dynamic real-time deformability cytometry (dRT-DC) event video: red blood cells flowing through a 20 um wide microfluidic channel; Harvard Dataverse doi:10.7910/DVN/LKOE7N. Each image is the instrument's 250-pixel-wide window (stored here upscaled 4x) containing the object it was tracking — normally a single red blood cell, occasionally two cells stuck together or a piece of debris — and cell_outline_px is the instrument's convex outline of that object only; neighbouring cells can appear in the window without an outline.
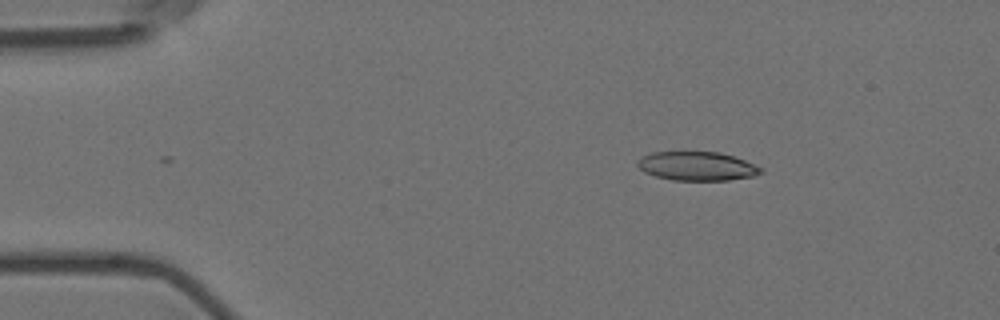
{"species": "Egyptian fruit bat (a non-hibernating species)", "species_latin": "Rousettus aegyptiacus", "temperature_condition": "room temperature", "stored_images_in_passage": 40, "camera_frame_rate_fps": 3000, "um_per_image_px": 0.085, "animal": {"sex": "female"}, "frame": {"image": 1, "passage_image": 1, "time_ms": 0.0, "image_size_px": [1000, 320], "cell_outline_px": [[764, 172], [752, 176], [728, 180], [672, 180], [656, 176], [644, 172], [636, 164], [636, 160], [640, 156], [652, 152], [684, 148], [720, 152], [744, 160], [764, 168]], "centroid_in_image_um": [59.18, 14.06], "position_along_channel_um": 25.8, "area_um2": 21.79}}
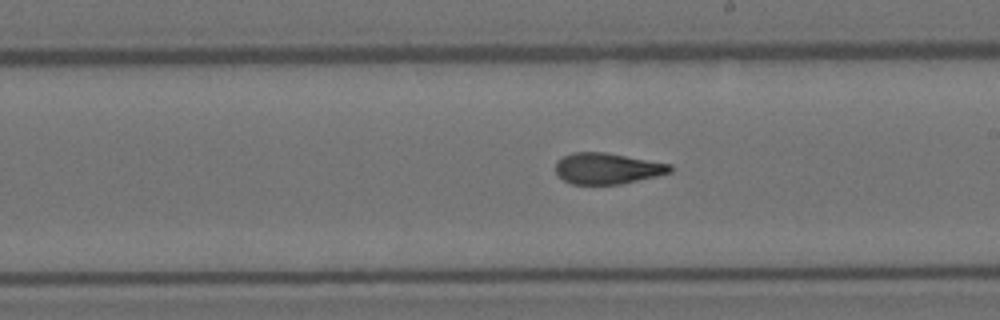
{"frame": {"image": 2, "passage_image": 24, "time_ms": 7.667, "image_size_px": [1000, 320], "cell_outline_px": [[672, 172], [656, 176], [620, 184], [572, 184], [564, 180], [556, 172], [556, 160], [572, 152], [604, 152], [672, 164]], "centroid_in_image_um": [51.62, 14.31], "position_along_channel_um": 237.4, "area_um2": 20.63}}
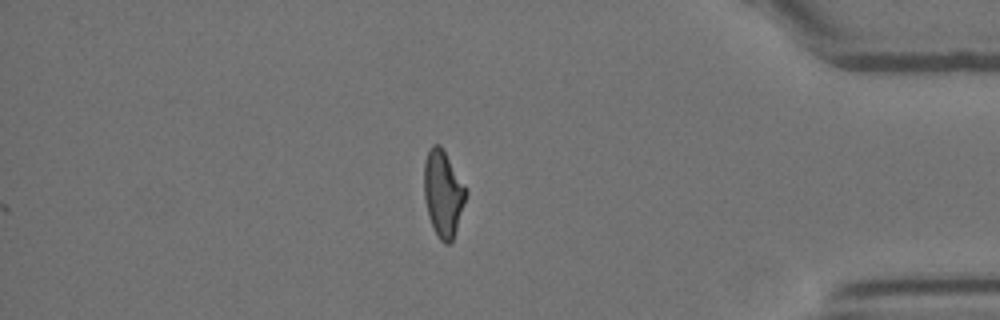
{"frame": {"image": 3, "passage_image": 40, "time_ms": 13.0, "image_size_px": [1000, 320], "cell_outline_px": [[468, 192], [452, 240], [448, 244], [444, 244], [440, 240], [428, 216], [424, 196], [424, 160], [428, 148], [432, 144], [440, 144], [468, 188]], "centroid_in_image_um": [37.66, 16.38], "position_along_channel_um": 397.5, "area_um2": 21.15}, "authors_computed_cell_mechanics": {"area_um2": 21.4727, "velocity_mm_per_s": 3.6101, "shape_relaxation_time_tau1_ms": null, "shape_relaxation_time_tau2_ms": 2.7282, "deformation_change_tau1": null, "deformation_change_tau2": 0.0672}}